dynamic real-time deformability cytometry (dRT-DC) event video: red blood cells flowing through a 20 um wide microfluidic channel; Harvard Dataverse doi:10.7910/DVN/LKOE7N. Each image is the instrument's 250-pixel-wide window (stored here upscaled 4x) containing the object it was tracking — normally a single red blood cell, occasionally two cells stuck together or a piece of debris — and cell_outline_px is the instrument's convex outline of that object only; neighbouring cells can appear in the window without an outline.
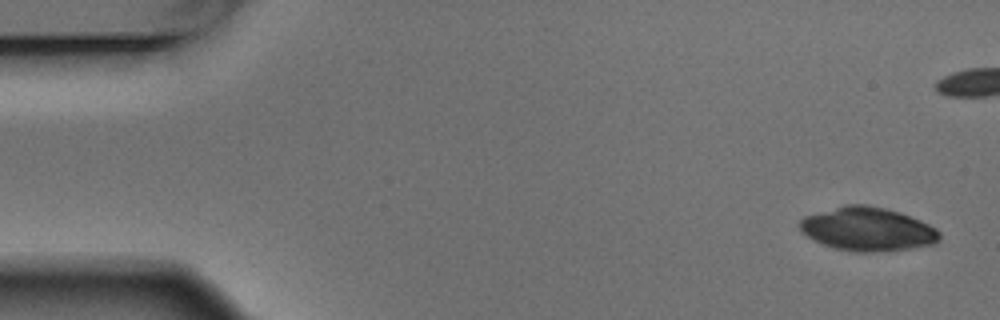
{"species": "Egyptian fruit bat (a non-hibernating species)", "species_latin": "Rousettus aegyptiacus", "temperature_condition": "warm", "stored_images_in_passage": 6, "segment_of_instrument_passage": [1, 2], "camera_frame_rate_fps": 3000, "um_per_image_px": 0.085, "animal": {"sex": "male"}, "frame": {"image": 1, "passage_image": 1, "time_ms": 0.0, "image_size_px": [1000, 320], "cell_outline_px": [[940, 240], [932, 244], [908, 248], [872, 252], [856, 252], [836, 248], [824, 244], [808, 236], [796, 224], [804, 216], [848, 204], [864, 204], [884, 208], [900, 212], [920, 220], [936, 228], [940, 232]], "centroid_in_image_um": [73.75, 19.46], "position_along_channel_um": 11.2, "area_um2": 35.08}}